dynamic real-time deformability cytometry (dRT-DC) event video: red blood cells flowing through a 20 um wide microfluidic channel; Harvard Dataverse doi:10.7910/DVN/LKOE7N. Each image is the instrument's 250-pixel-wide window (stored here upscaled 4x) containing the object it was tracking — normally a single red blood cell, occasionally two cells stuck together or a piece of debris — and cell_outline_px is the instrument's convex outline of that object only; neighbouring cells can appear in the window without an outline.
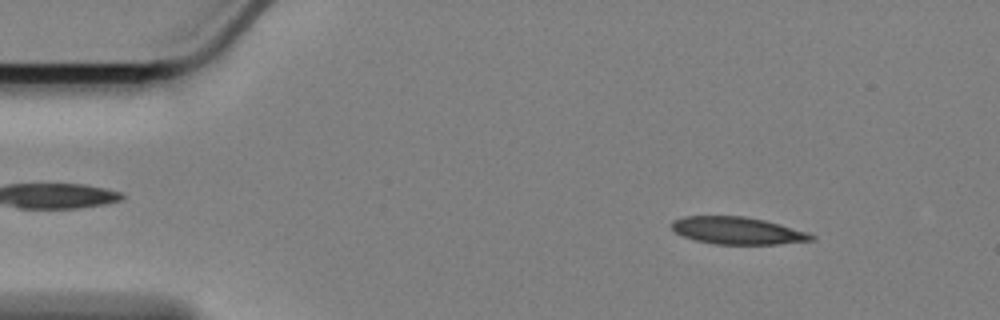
{"species": "Egyptian fruit bat (a non-hibernating species)", "species_latin": "Rousettus aegyptiacus", "temperature_condition": "cold", "stored_images_in_passage": 57, "camera_frame_rate_fps": 3000, "um_per_image_px": 0.085, "animal": {"sex": "female"}, "frame": {"image": 1, "passage_image": 6, "time_ms": 1.667, "image_size_px": [1000, 320], "cell_outline_px": [[816, 240], [776, 244], [716, 244], [696, 240], [684, 236], [676, 232], [672, 228], [672, 220], [684, 216], [744, 216], [764, 220], [808, 232], [816, 236]], "centroid_in_image_um": [62.71, 19.6], "position_along_channel_um": 22.3, "area_um2": 22.08}}
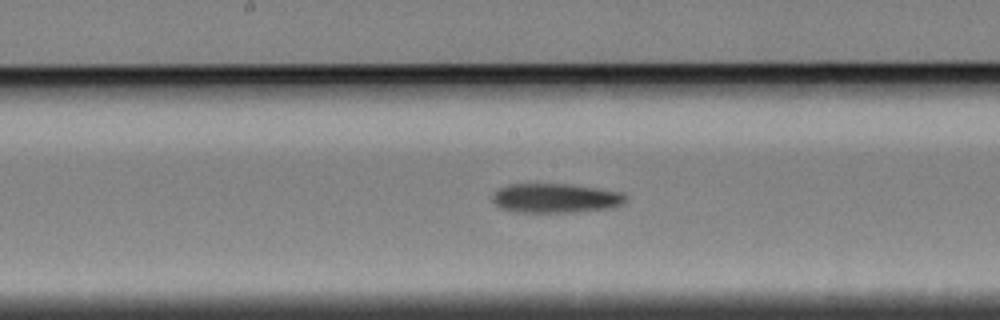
{"frame": {"image": 2, "passage_image": 28, "time_ms": 9.0, "image_size_px": [1000, 320], "cell_outline_px": [[628, 200], [624, 204], [612, 208], [572, 212], [512, 212], [500, 208], [492, 200], [492, 192], [508, 184], [572, 184], [624, 192], [628, 196]], "centroid_in_image_um": [47.26, 16.84], "position_along_channel_um": 200.9, "area_um2": 23.24}}
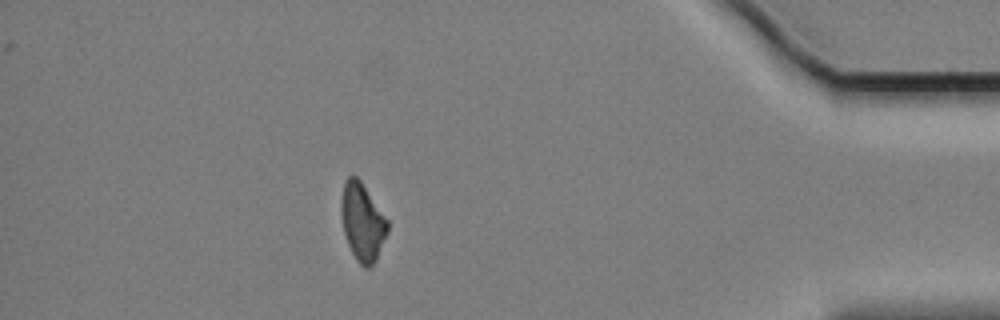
{"frame": {"image": 3, "passage_image": 50, "time_ms": 16.333, "image_size_px": [1000, 320], "cell_outline_px": [[388, 232], [376, 260], [368, 268], [364, 268], [356, 260], [348, 244], [344, 232], [340, 216], [340, 200], [344, 180], [348, 176], [356, 176], [360, 180], [388, 220]], "centroid_in_image_um": [30.78, 18.86], "position_along_channel_um": 404.4, "area_um2": 21.1}}